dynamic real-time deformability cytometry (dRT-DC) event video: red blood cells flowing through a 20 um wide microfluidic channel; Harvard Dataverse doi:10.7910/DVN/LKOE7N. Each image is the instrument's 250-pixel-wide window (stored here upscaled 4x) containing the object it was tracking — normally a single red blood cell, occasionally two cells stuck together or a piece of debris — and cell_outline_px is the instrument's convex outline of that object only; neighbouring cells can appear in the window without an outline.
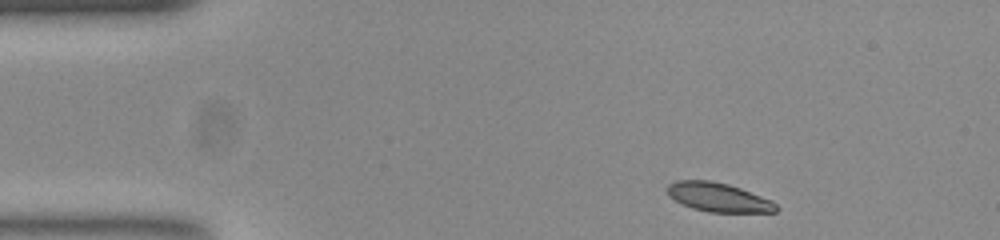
{"species": "common noctule bat (a hibernating species)", "species_latin": "Nyctalus noctula", "temperature_condition": "room temperature", "stored_images_in_passage": 46, "camera_frame_rate_fps": 3000, "um_per_image_px": 0.085, "animal": {"sex": "female", "body_mass_g": 23.0, "forearm_length_mm": 53.4}, "frame": {"image": 1, "passage_image": 1, "time_ms": 0.0, "image_size_px": [1000, 240], "cell_outline_px": [[780, 208], [776, 212], [708, 212], [692, 208], [668, 196], [668, 184], [676, 180], [708, 180], [728, 184], [740, 188], [772, 200]], "centroid_in_image_um": [61.08, 16.77], "position_along_channel_um": 23.9, "area_um2": 18.32}}
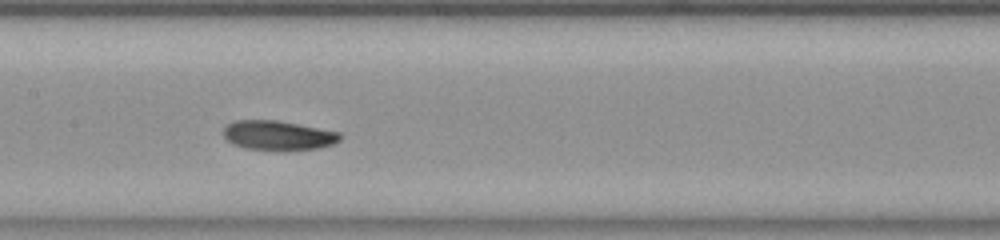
{"frame": {"image": 2, "passage_image": 19, "time_ms": 6.0, "image_size_px": [1000, 240], "cell_outline_px": [[340, 140], [332, 144], [320, 148], [244, 148], [232, 144], [224, 136], [224, 128], [228, 124], [236, 120], [276, 120], [340, 132]], "centroid_in_image_um": [23.62, 11.47], "position_along_channel_um": 183.8, "area_um2": 19.25}}
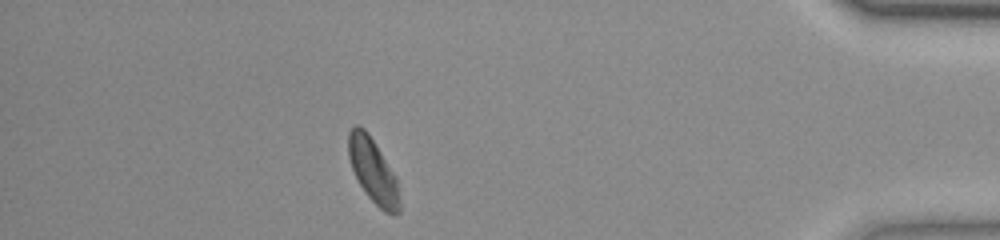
{"frame": {"image": 3, "passage_image": 40, "time_ms": 13.0, "image_size_px": [1000, 240], "cell_outline_px": [[400, 212], [384, 212], [364, 192], [352, 168], [348, 156], [348, 132], [356, 124], [364, 128], [368, 132], [396, 176], [400, 200]], "centroid_in_image_um": [31.7, 14.49], "position_along_channel_um": 403.5, "area_um2": 18.96}, "authors_computed_cell_mechanics": {"area_um2": 19.4786, "velocity_mm_per_s": 3.8349, "shape_relaxation_time_tau1_ms": 10.7341, "shape_relaxation_time_tau2_ms": 6.1614, "deformation_change_tau1": 0.1976, "deformation_change_tau2": 0.0951}}